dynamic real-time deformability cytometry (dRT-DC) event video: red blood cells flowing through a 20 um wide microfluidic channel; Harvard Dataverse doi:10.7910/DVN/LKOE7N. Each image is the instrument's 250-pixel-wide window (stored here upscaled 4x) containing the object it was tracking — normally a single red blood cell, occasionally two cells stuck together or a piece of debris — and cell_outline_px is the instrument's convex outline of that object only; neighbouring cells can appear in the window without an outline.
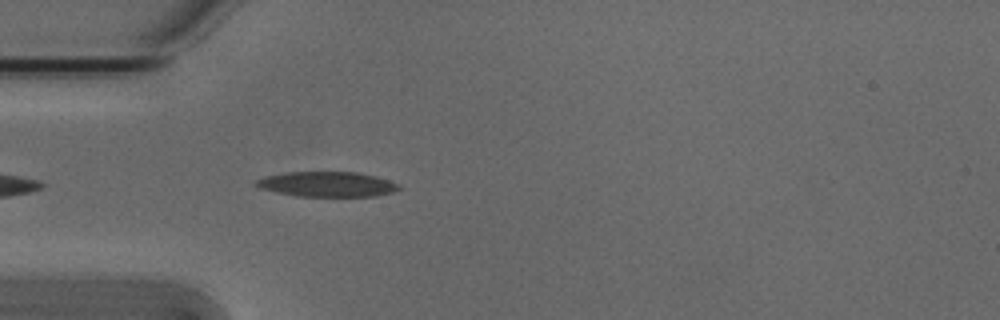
{"species": "Egyptian fruit bat (a non-hibernating species)", "species_latin": "Rousettus aegyptiacus", "temperature_condition": "cold", "stored_images_in_passage": 39, "camera_frame_rate_fps": 3000, "um_per_image_px": 0.085, "animal": {"sex": "male"}, "frame": {"image": 1, "passage_image": 3, "time_ms": 0.667, "image_size_px": [1000, 320], "cell_outline_px": [[400, 188], [392, 192], [376, 196], [296, 196], [276, 192], [260, 188], [252, 184], [256, 180], [264, 176], [288, 172], [356, 172], [376, 176], [400, 184]], "centroid_in_image_um": [27.78, 15.66], "position_along_channel_um": 57.2, "area_um2": 20.87}}
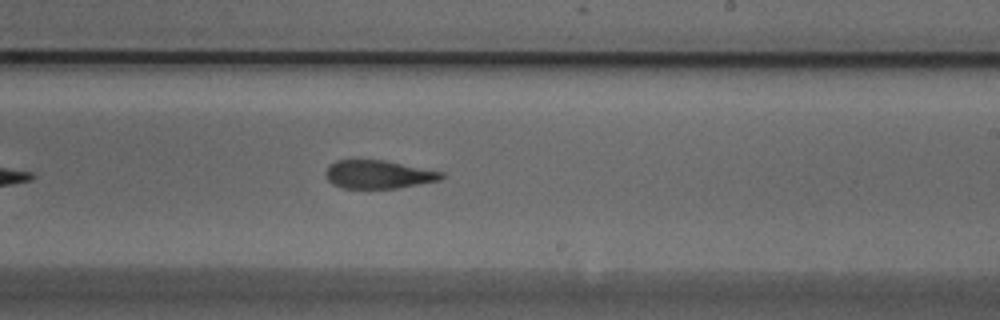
{"frame": {"image": 2, "passage_image": 19, "time_ms": 6.0, "image_size_px": [1000, 320], "cell_outline_px": [[444, 176], [440, 180], [396, 188], [344, 188], [332, 184], [328, 180], [328, 164], [336, 160], [384, 160], [444, 172]], "centroid_in_image_um": [32.18, 14.82], "position_along_channel_um": 256.8, "area_um2": 18.84}}
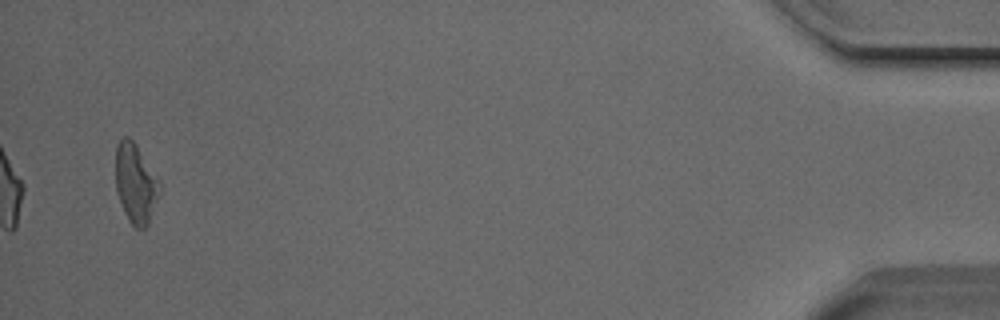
{"frame": {"image": 3, "passage_image": 39, "time_ms": 12.667, "image_size_px": [1000, 320], "cell_outline_px": [[160, 188], [148, 224], [144, 228], [136, 228], [128, 220], [124, 212], [116, 192], [116, 144], [124, 136], [128, 136], [136, 144], [160, 180]], "centroid_in_image_um": [11.51, 15.56], "position_along_channel_um": 423.7, "area_um2": 20.23}, "authors_computed_cell_mechanics": {"area_um2": 20.23, "velocity_mm_per_s": 3.8354, "shape_relaxation_time_tau1_ms": 5.407, "shape_relaxation_time_tau2_ms": 3.8086, "deformation_change_tau1": 0.1715, "deformation_change_tau2": 0.1471}}